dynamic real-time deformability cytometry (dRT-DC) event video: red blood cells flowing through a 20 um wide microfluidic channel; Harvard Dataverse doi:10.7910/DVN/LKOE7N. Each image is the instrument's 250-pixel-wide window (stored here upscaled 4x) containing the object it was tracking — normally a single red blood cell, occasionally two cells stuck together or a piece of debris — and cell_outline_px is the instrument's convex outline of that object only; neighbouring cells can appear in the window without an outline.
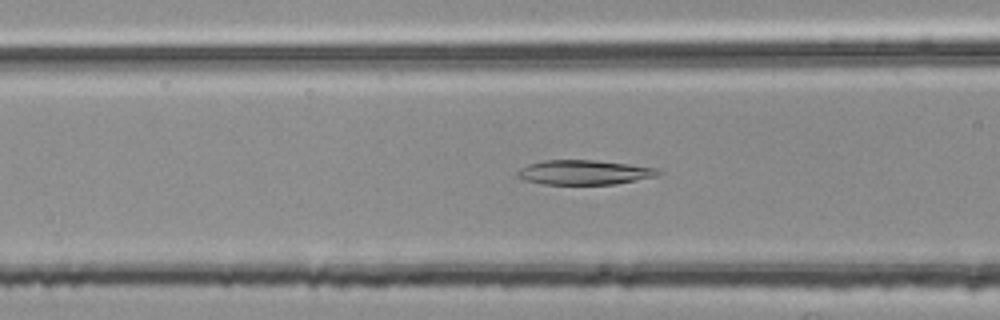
{"species": "common noctule bat (a hibernating species)", "species_latin": "Nyctalus noctula", "temperature_condition": "room temperature", "stored_images_in_passage": 48, "camera_frame_rate_fps": 3000, "um_per_image_px": 0.085, "animal": {"sex": "female", "body_mass_g": 25.1}, "frame": {"image": 1, "passage_image": 16, "time_ms": 5.0, "image_size_px": [1000, 320], "cell_outline_px": [[664, 172], [656, 176], [616, 184], [544, 184], [524, 180], [516, 176], [516, 172], [520, 168], [528, 164], [544, 160], [596, 160], [628, 164], [656, 168]], "centroid_in_image_um": [49.64, 14.65], "position_along_channel_um": 117.0, "area_um2": 20.17}}
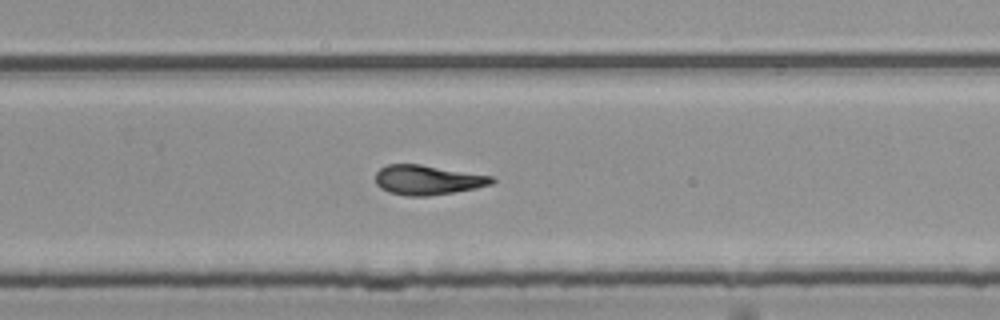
{"frame": {"image": 2, "passage_image": 30, "time_ms": 9.667, "image_size_px": [1000, 320], "cell_outline_px": [[496, 180], [492, 184], [476, 188], [428, 196], [404, 196], [388, 192], [380, 188], [376, 184], [376, 172], [380, 168], [388, 164], [420, 164], [492, 176]], "centroid_in_image_um": [36.32, 15.3], "position_along_channel_um": 293.5, "area_um2": 20.11}}
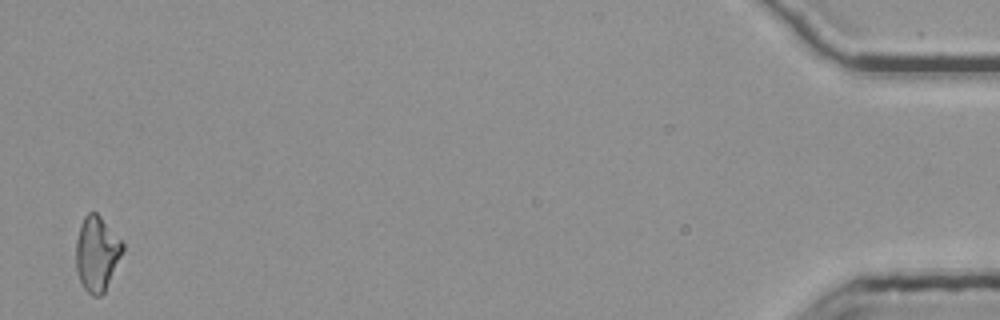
{"frame": {"image": 3, "passage_image": 48, "time_ms": 15.667, "image_size_px": [1000, 320], "cell_outline_px": [[124, 252], [104, 292], [100, 296], [92, 296], [84, 288], [80, 280], [76, 268], [76, 240], [80, 224], [84, 216], [88, 212], [96, 212], [100, 216], [124, 244]], "centroid_in_image_um": [8.23, 21.55], "position_along_channel_um": 427.0, "area_um2": 20.35}, "authors_computed_cell_mechanics": {"area_um2": 20.3456, "velocity_mm_per_s": 3.7852, "shape_relaxation_time_tau1_ms": 6.8788, "shape_relaxation_time_tau2_ms": 3.1908, "deformation_change_tau1": 0.2119, "deformation_change_tau2": 0.1188}}